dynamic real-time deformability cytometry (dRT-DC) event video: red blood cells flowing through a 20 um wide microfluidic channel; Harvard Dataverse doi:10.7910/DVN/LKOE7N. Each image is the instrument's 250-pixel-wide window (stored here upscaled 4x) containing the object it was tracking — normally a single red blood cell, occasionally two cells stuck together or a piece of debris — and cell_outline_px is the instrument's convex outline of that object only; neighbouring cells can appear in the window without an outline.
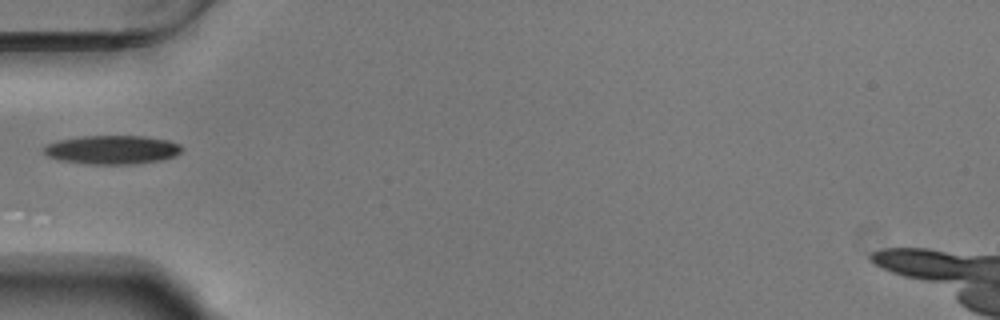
{"species": "Egyptian fruit bat (a non-hibernating species)", "species_latin": "Rousettus aegyptiacus", "temperature_condition": "warm", "stored_images_in_passage": 37, "camera_frame_rate_fps": 3000, "um_per_image_px": 0.085, "animal": {"sex": "male"}, "frame": {"image": 1, "passage_image": 1, "time_ms": 0.0, "image_size_px": [1000, 320], "cell_outline_px": [[184, 148], [176, 156], [160, 160], [136, 164], [84, 164], [60, 160], [48, 156], [44, 152], [44, 148], [48, 144], [60, 140], [84, 136], [144, 136], [168, 140], [180, 144]], "centroid_in_image_um": [9.58, 12.73], "position_along_channel_um": 75.4, "area_um2": 23.12}}
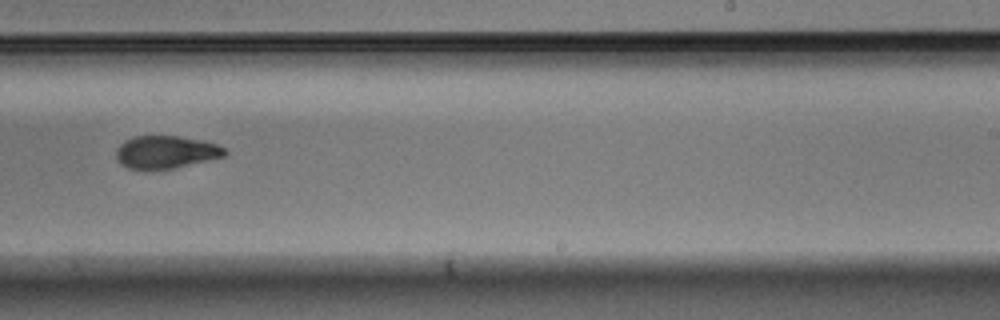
{"frame": {"image": 2, "passage_image": 17, "time_ms": 5.333, "image_size_px": [1000, 320], "cell_outline_px": [[228, 152], [224, 156], [172, 168], [128, 168], [120, 164], [116, 160], [116, 148], [124, 140], [136, 136], [176, 136], [200, 140], [216, 144], [224, 148]], "centroid_in_image_um": [14.05, 12.91], "position_along_channel_um": 274.9, "area_um2": 20.29}}
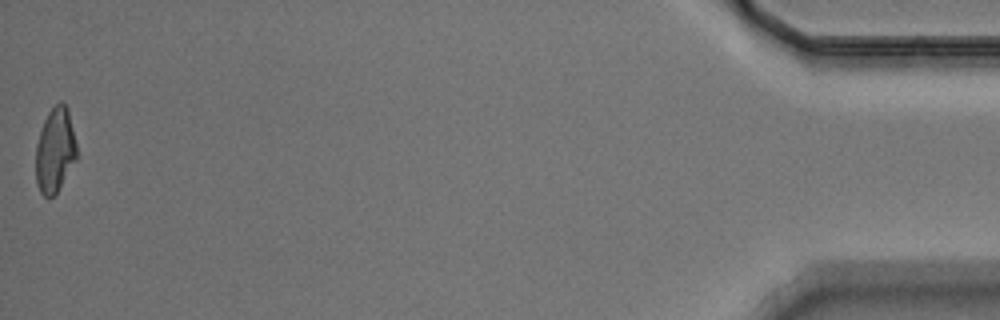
{"frame": {"image": 3, "passage_image": 37, "time_ms": 12.0, "image_size_px": [1000, 320], "cell_outline_px": [[80, 156], [56, 192], [48, 200], [40, 192], [36, 184], [36, 144], [44, 120], [48, 112], [60, 100], [68, 108]], "centroid_in_image_um": [4.71, 12.78], "position_along_channel_um": 430.5, "area_um2": 20.63}}